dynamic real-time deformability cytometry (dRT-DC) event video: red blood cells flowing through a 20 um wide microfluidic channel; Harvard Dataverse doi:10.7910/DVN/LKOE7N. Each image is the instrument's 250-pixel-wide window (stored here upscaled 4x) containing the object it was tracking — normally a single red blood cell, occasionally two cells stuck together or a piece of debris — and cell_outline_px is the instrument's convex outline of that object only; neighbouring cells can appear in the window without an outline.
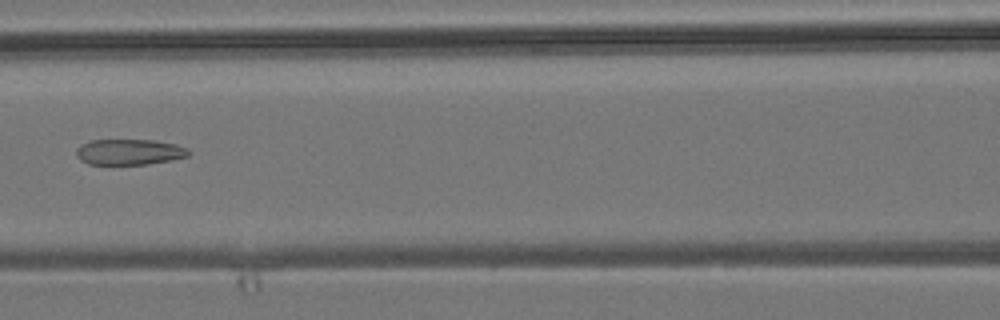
{"species": "common noctule bat (a hibernating species)", "species_latin": "Nyctalus noctula", "temperature_condition": "room temperature", "stored_images_in_passage": 5, "camera_frame_rate_fps": 3000, "um_per_image_px": 0.085, "animal": {"sex": "male", "body_mass_g": 19.2, "forearm_length_mm": 51.8}, "frame": {"image": 1, "passage_image": 4, "time_ms": 3.333, "image_size_px": [1000, 320], "cell_outline_px": [[192, 152], [188, 156], [172, 160], [148, 164], [88, 164], [80, 160], [76, 156], [76, 148], [80, 144], [92, 140], [152, 140], [176, 144], [188, 148]], "centroid_in_image_um": [11.0, 12.92], "position_along_channel_um": 155.6, "area_um2": 16.99}}
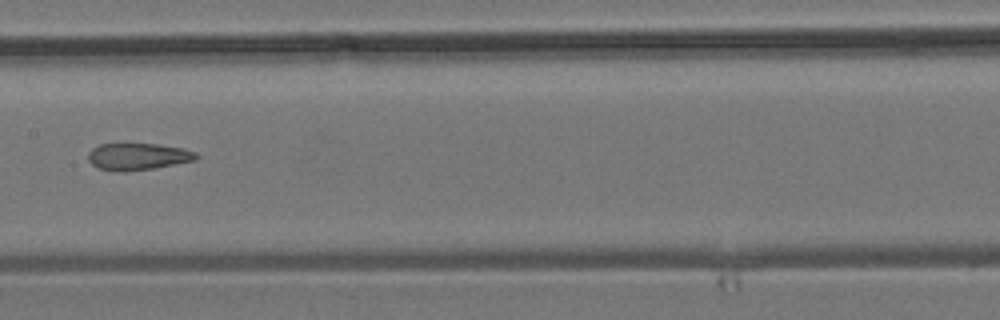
{"frame": {"image": 2, "passage_image": 5, "time_ms": 4.333, "image_size_px": [1000, 320], "cell_outline_px": [[200, 156], [196, 160], [176, 164], [152, 168], [124, 172], [116, 172], [100, 168], [92, 164], [88, 160], [88, 152], [92, 148], [100, 144], [160, 144], [184, 148], [196, 152]], "centroid_in_image_um": [11.74, 13.3], "position_along_channel_um": 195.7, "area_um2": 17.05}}